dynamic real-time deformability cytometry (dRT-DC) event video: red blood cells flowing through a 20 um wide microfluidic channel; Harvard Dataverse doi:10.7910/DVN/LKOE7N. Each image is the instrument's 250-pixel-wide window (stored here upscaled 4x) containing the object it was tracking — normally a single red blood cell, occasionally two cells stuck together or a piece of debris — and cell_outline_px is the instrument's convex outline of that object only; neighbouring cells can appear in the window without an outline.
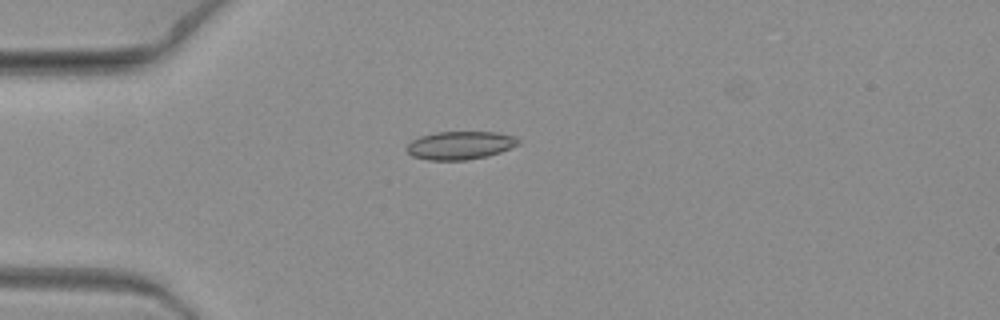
{"species": "common noctule bat (a hibernating species)", "species_latin": "Nyctalus noctula", "temperature_condition": "warm", "stored_images_in_passage": 6, "camera_frame_rate_fps": 3000, "um_per_image_px": 0.085, "animal": {"sex": "female", "body_mass_g": 19.3, "forearm_length_mm": 54.1}, "frame": {"image": 1, "passage_image": 3, "time_ms": 0.667, "image_size_px": [1000, 320], "cell_outline_px": [[520, 144], [500, 152], [484, 156], [464, 160], [428, 160], [412, 156], [404, 148], [412, 140], [420, 136], [436, 132], [496, 132], [516, 136], [520, 140]], "centroid_in_image_um": [39.1, 12.34], "position_along_channel_um": 45.9, "area_um2": 18.32}}
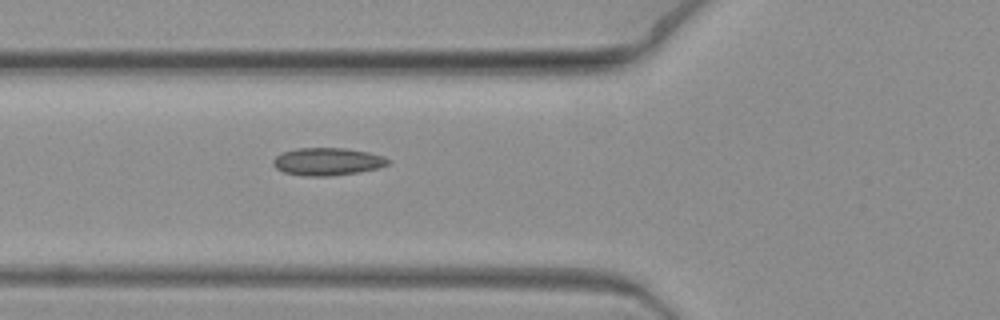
{"frame": {"image": 2, "passage_image": 5, "time_ms": 1.333, "image_size_px": [1000, 320], "cell_outline_px": [[392, 160], [388, 164], [376, 168], [360, 172], [332, 176], [304, 176], [284, 172], [276, 168], [272, 164], [272, 160], [280, 152], [296, 148], [344, 148], [368, 152], [384, 156]], "centroid_in_image_um": [27.81, 13.73], "position_along_channel_um": 98.0, "area_um2": 18.67}}